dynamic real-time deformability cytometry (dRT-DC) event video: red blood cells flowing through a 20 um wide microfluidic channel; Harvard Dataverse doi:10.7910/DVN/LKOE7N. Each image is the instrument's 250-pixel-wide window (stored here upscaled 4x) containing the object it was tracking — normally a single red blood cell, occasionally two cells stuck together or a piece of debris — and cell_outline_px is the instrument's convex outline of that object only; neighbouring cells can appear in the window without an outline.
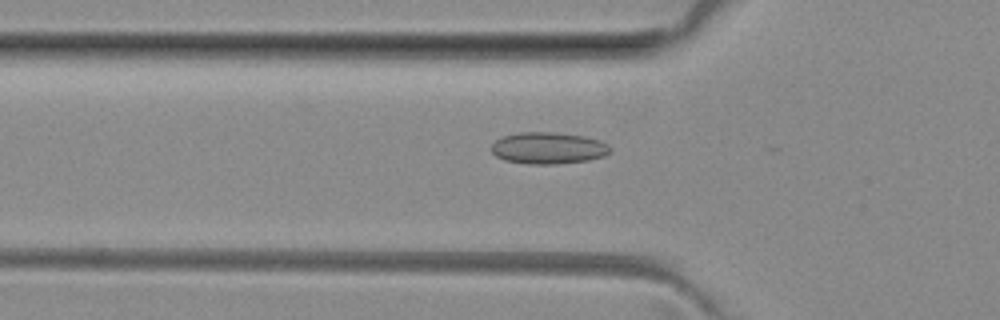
{"species": "common noctule bat (a hibernating species)", "species_latin": "Nyctalus noctula", "temperature_condition": "room temperature", "stored_images_in_passage": 51, "camera_frame_rate_fps": 3000, "um_per_image_px": 0.085, "animal": {"sex": "female", "body_mass_g": 29.2, "forearm_length_mm": 56.3}, "frame": {"image": 1, "passage_image": 17, "time_ms": 5.333, "image_size_px": [1000, 320], "cell_outline_px": [[612, 152], [604, 156], [588, 160], [556, 164], [528, 164], [504, 160], [496, 156], [492, 152], [492, 144], [496, 140], [504, 136], [520, 132], [556, 132], [584, 136], [600, 140], [608, 144], [612, 148]], "centroid_in_image_um": [46.64, 12.58], "position_along_channel_um": 79.2, "area_um2": 22.08}}
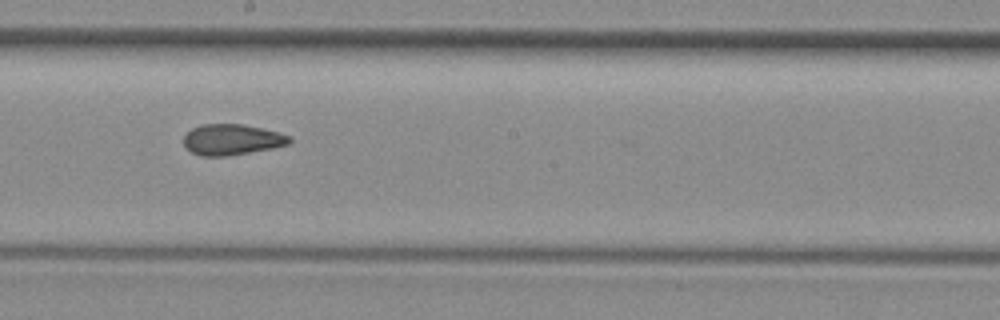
{"frame": {"image": 2, "passage_image": 28, "time_ms": 9.0, "image_size_px": [1000, 320], "cell_outline_px": [[292, 140], [288, 144], [272, 148], [228, 156], [200, 156], [192, 152], [184, 144], [184, 136], [192, 128], [204, 124], [240, 124], [260, 128], [276, 132], [288, 136]], "centroid_in_image_um": [19.68, 11.87], "position_along_channel_um": 228.5, "area_um2": 18.67}}
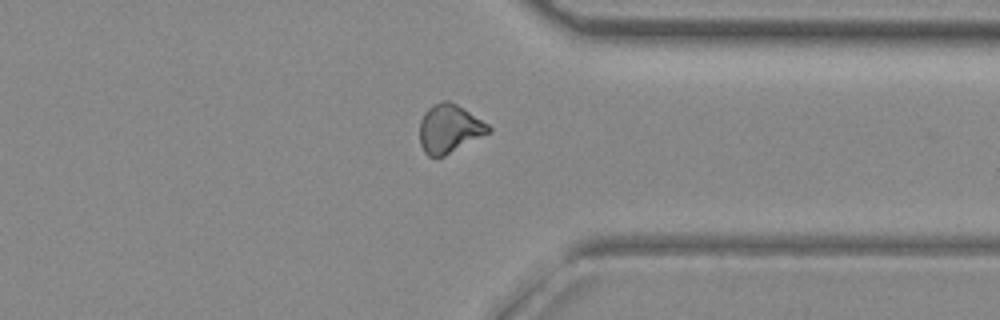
{"frame": {"image": 3, "passage_image": 39, "time_ms": 12.667, "image_size_px": [1000, 320], "cell_outline_px": [[492, 132], [444, 156], [428, 156], [424, 152], [420, 144], [420, 120], [424, 112], [432, 104], [444, 100], [448, 100], [464, 108], [488, 124], [492, 128]], "centroid_in_image_um": [38.2, 10.93], "position_along_channel_um": 373.2, "area_um2": 19.59}, "authors_computed_cell_mechanics": {"area_um2": 19.5942, "velocity_mm_per_s": 4.0547, "shape_relaxation_time_tau1_ms": null, "shape_relaxation_time_tau2_ms": 3.0551, "deformation_change_tau1": null, "deformation_change_tau2": 0.0839}}